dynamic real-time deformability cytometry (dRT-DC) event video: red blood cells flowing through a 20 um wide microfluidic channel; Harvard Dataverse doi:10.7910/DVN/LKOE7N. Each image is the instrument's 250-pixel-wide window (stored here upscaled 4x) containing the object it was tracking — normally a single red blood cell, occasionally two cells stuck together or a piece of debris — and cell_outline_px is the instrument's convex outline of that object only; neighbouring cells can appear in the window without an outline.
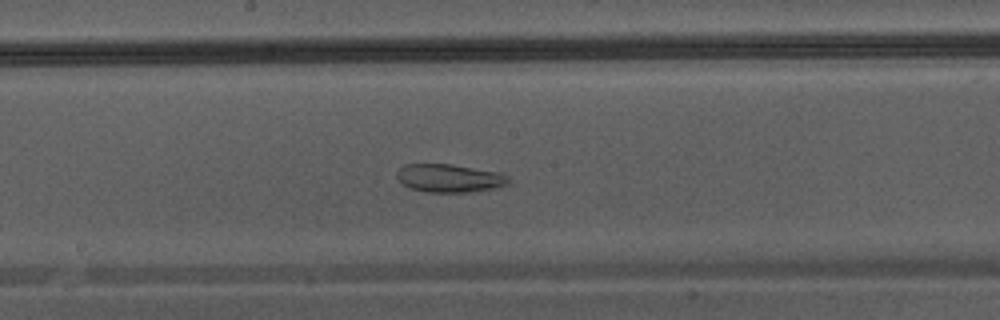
{"species": "Egyptian fruit bat (a non-hibernating species)", "species_latin": "Rousettus aegyptiacus", "temperature_condition": "warm", "stored_images_in_passage": 40, "camera_frame_rate_fps": 3000, "um_per_image_px": 0.085, "animal": {"sex": "male"}, "frame": {"image": 1, "passage_image": 18, "time_ms": 5.667, "image_size_px": [1000, 320], "cell_outline_px": [[508, 184], [496, 188], [468, 192], [424, 192], [408, 188], [396, 176], [396, 172], [404, 164], [452, 164], [496, 172], [508, 176]], "centroid_in_image_um": [38.16, 15.15], "position_along_channel_um": 210.0, "area_um2": 18.26}}
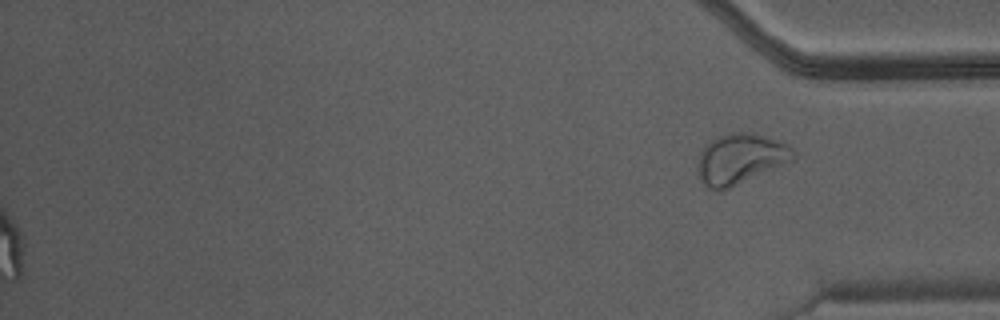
{"frame": {"image": 2, "passage_image": 40, "time_ms": 13.0, "image_size_px": [1000, 320], "cell_outline_px": [[796, 156], [792, 160], [724, 192], [720, 192], [708, 188], [700, 180], [696, 172], [696, 164], [700, 152], [704, 144], [716, 136], [732, 132], [748, 132], [768, 136], [780, 140], [788, 144], [796, 152]], "centroid_in_image_um": [62.88, 13.51], "position_along_channel_um": 372.3, "area_um2": 28.96}}